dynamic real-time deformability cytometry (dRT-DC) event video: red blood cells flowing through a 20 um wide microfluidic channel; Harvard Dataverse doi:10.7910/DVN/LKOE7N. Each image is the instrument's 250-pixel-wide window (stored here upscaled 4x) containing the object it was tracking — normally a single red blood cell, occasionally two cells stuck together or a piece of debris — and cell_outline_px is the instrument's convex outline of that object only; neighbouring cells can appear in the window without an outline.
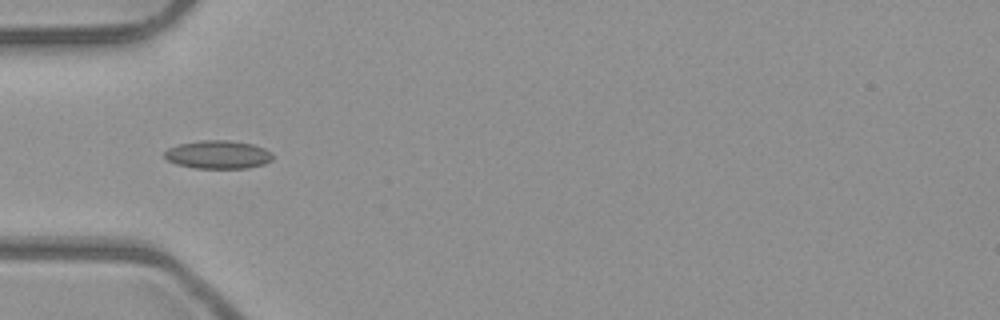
{"species": "common noctule bat (a hibernating species)", "species_latin": "Nyctalus noctula", "temperature_condition": "room temperature", "stored_images_in_passage": 6, "camera_frame_rate_fps": 3000, "um_per_image_px": 0.085, "animal": {"sex": "male", "body_mass_g": 23.1, "forearm_length_mm": 52.7}, "frame": {"image": 1, "passage_image": 3, "time_ms": 0.667, "image_size_px": [1000, 320], "cell_outline_px": [[272, 160], [264, 164], [248, 168], [192, 168], [176, 164], [168, 160], [164, 156], [164, 152], [168, 148], [180, 144], [200, 140], [228, 140], [252, 144], [264, 148], [272, 152]], "centroid_in_image_um": [18.53, 13.14], "position_along_channel_um": 66.5, "area_um2": 17.86}}